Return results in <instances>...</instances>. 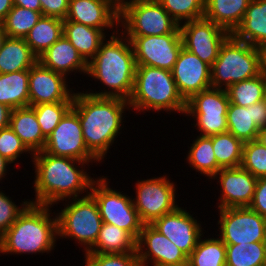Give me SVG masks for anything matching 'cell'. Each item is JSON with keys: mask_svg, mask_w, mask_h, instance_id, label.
<instances>
[{"mask_svg": "<svg viewBox=\"0 0 266 266\" xmlns=\"http://www.w3.org/2000/svg\"><path fill=\"white\" fill-rule=\"evenodd\" d=\"M31 158L36 174L33 186L35 200H30L32 204L57 205L60 201L67 202L70 198H78L82 192L89 193L94 179L84 171V166H88V162L54 156L44 151L33 153Z\"/></svg>", "mask_w": 266, "mask_h": 266, "instance_id": "cell-1", "label": "cell"}, {"mask_svg": "<svg viewBox=\"0 0 266 266\" xmlns=\"http://www.w3.org/2000/svg\"><path fill=\"white\" fill-rule=\"evenodd\" d=\"M72 108L78 113L88 151L101 162L120 134L127 100L74 92Z\"/></svg>", "mask_w": 266, "mask_h": 266, "instance_id": "cell-2", "label": "cell"}, {"mask_svg": "<svg viewBox=\"0 0 266 266\" xmlns=\"http://www.w3.org/2000/svg\"><path fill=\"white\" fill-rule=\"evenodd\" d=\"M118 32V29L114 30L110 39L101 43L96 55L87 63L86 74L110 90L86 92L94 96L116 97L128 101L134 88L137 65L130 40L122 32L121 36Z\"/></svg>", "mask_w": 266, "mask_h": 266, "instance_id": "cell-3", "label": "cell"}, {"mask_svg": "<svg viewBox=\"0 0 266 266\" xmlns=\"http://www.w3.org/2000/svg\"><path fill=\"white\" fill-rule=\"evenodd\" d=\"M52 206L30 203L0 237V253L36 254L50 252L58 238L57 216Z\"/></svg>", "mask_w": 266, "mask_h": 266, "instance_id": "cell-4", "label": "cell"}, {"mask_svg": "<svg viewBox=\"0 0 266 266\" xmlns=\"http://www.w3.org/2000/svg\"><path fill=\"white\" fill-rule=\"evenodd\" d=\"M128 103L130 109L140 113L150 109L184 115L186 110V101L178 91L172 71L145 65L136 67L134 88Z\"/></svg>", "mask_w": 266, "mask_h": 266, "instance_id": "cell-5", "label": "cell"}, {"mask_svg": "<svg viewBox=\"0 0 266 266\" xmlns=\"http://www.w3.org/2000/svg\"><path fill=\"white\" fill-rule=\"evenodd\" d=\"M261 72V49L230 34L222 43L218 57L211 66V87L226 90Z\"/></svg>", "mask_w": 266, "mask_h": 266, "instance_id": "cell-6", "label": "cell"}, {"mask_svg": "<svg viewBox=\"0 0 266 266\" xmlns=\"http://www.w3.org/2000/svg\"><path fill=\"white\" fill-rule=\"evenodd\" d=\"M71 200L56 214L58 236L78 241L87 252L95 244L103 221L97 202L90 193Z\"/></svg>", "mask_w": 266, "mask_h": 266, "instance_id": "cell-7", "label": "cell"}, {"mask_svg": "<svg viewBox=\"0 0 266 266\" xmlns=\"http://www.w3.org/2000/svg\"><path fill=\"white\" fill-rule=\"evenodd\" d=\"M119 23L125 36L180 33V25L157 0H124L120 4Z\"/></svg>", "mask_w": 266, "mask_h": 266, "instance_id": "cell-8", "label": "cell"}, {"mask_svg": "<svg viewBox=\"0 0 266 266\" xmlns=\"http://www.w3.org/2000/svg\"><path fill=\"white\" fill-rule=\"evenodd\" d=\"M107 179L104 176L97 178L89 189L97 202L102 221L126 230L137 241L144 223L134 207L133 199L110 188Z\"/></svg>", "mask_w": 266, "mask_h": 266, "instance_id": "cell-9", "label": "cell"}, {"mask_svg": "<svg viewBox=\"0 0 266 266\" xmlns=\"http://www.w3.org/2000/svg\"><path fill=\"white\" fill-rule=\"evenodd\" d=\"M229 98L225 89L209 88L186 101L185 115L196 118L195 127L202 136L227 132Z\"/></svg>", "mask_w": 266, "mask_h": 266, "instance_id": "cell-10", "label": "cell"}, {"mask_svg": "<svg viewBox=\"0 0 266 266\" xmlns=\"http://www.w3.org/2000/svg\"><path fill=\"white\" fill-rule=\"evenodd\" d=\"M219 210V238L225 245L266 242V218L249 207Z\"/></svg>", "mask_w": 266, "mask_h": 266, "instance_id": "cell-11", "label": "cell"}, {"mask_svg": "<svg viewBox=\"0 0 266 266\" xmlns=\"http://www.w3.org/2000/svg\"><path fill=\"white\" fill-rule=\"evenodd\" d=\"M175 186L166 175L137 181L133 204L144 224H151L178 207Z\"/></svg>", "mask_w": 266, "mask_h": 266, "instance_id": "cell-12", "label": "cell"}, {"mask_svg": "<svg viewBox=\"0 0 266 266\" xmlns=\"http://www.w3.org/2000/svg\"><path fill=\"white\" fill-rule=\"evenodd\" d=\"M133 47L136 65L172 71L183 47L180 33L152 36H126Z\"/></svg>", "mask_w": 266, "mask_h": 266, "instance_id": "cell-13", "label": "cell"}, {"mask_svg": "<svg viewBox=\"0 0 266 266\" xmlns=\"http://www.w3.org/2000/svg\"><path fill=\"white\" fill-rule=\"evenodd\" d=\"M45 153L88 163L99 161L88 151L78 113L71 108L46 138Z\"/></svg>", "mask_w": 266, "mask_h": 266, "instance_id": "cell-14", "label": "cell"}, {"mask_svg": "<svg viewBox=\"0 0 266 266\" xmlns=\"http://www.w3.org/2000/svg\"><path fill=\"white\" fill-rule=\"evenodd\" d=\"M182 24L179 29L183 48L212 66L218 57L222 43L230 33L205 17Z\"/></svg>", "mask_w": 266, "mask_h": 266, "instance_id": "cell-15", "label": "cell"}, {"mask_svg": "<svg viewBox=\"0 0 266 266\" xmlns=\"http://www.w3.org/2000/svg\"><path fill=\"white\" fill-rule=\"evenodd\" d=\"M150 225L187 257L195 249L203 234L199 221L179 206L174 211L155 219Z\"/></svg>", "mask_w": 266, "mask_h": 266, "instance_id": "cell-16", "label": "cell"}, {"mask_svg": "<svg viewBox=\"0 0 266 266\" xmlns=\"http://www.w3.org/2000/svg\"><path fill=\"white\" fill-rule=\"evenodd\" d=\"M67 83L64 75L44 67L37 61L29 69V106L73 102L74 92L71 88L68 89Z\"/></svg>", "mask_w": 266, "mask_h": 266, "instance_id": "cell-17", "label": "cell"}, {"mask_svg": "<svg viewBox=\"0 0 266 266\" xmlns=\"http://www.w3.org/2000/svg\"><path fill=\"white\" fill-rule=\"evenodd\" d=\"M136 246L141 266H148L150 262L153 266H169L188 261V257L178 247L150 224L143 225Z\"/></svg>", "mask_w": 266, "mask_h": 266, "instance_id": "cell-18", "label": "cell"}, {"mask_svg": "<svg viewBox=\"0 0 266 266\" xmlns=\"http://www.w3.org/2000/svg\"><path fill=\"white\" fill-rule=\"evenodd\" d=\"M172 75L185 101L211 88V66L183 47L172 69Z\"/></svg>", "mask_w": 266, "mask_h": 266, "instance_id": "cell-19", "label": "cell"}, {"mask_svg": "<svg viewBox=\"0 0 266 266\" xmlns=\"http://www.w3.org/2000/svg\"><path fill=\"white\" fill-rule=\"evenodd\" d=\"M215 178L219 180L222 192L218 209L249 207L257 182L255 176L240 166L221 168L212 179Z\"/></svg>", "mask_w": 266, "mask_h": 266, "instance_id": "cell-20", "label": "cell"}, {"mask_svg": "<svg viewBox=\"0 0 266 266\" xmlns=\"http://www.w3.org/2000/svg\"><path fill=\"white\" fill-rule=\"evenodd\" d=\"M119 17L120 5L115 0H69L64 20L107 31L118 28Z\"/></svg>", "mask_w": 266, "mask_h": 266, "instance_id": "cell-21", "label": "cell"}, {"mask_svg": "<svg viewBox=\"0 0 266 266\" xmlns=\"http://www.w3.org/2000/svg\"><path fill=\"white\" fill-rule=\"evenodd\" d=\"M38 61L66 78L71 72L87 73V62L64 35L42 53Z\"/></svg>", "mask_w": 266, "mask_h": 266, "instance_id": "cell-22", "label": "cell"}, {"mask_svg": "<svg viewBox=\"0 0 266 266\" xmlns=\"http://www.w3.org/2000/svg\"><path fill=\"white\" fill-rule=\"evenodd\" d=\"M232 35L252 46L266 44V0H251L245 16Z\"/></svg>", "mask_w": 266, "mask_h": 266, "instance_id": "cell-23", "label": "cell"}, {"mask_svg": "<svg viewBox=\"0 0 266 266\" xmlns=\"http://www.w3.org/2000/svg\"><path fill=\"white\" fill-rule=\"evenodd\" d=\"M9 126L31 153L43 151L46 138L31 106L12 109Z\"/></svg>", "mask_w": 266, "mask_h": 266, "instance_id": "cell-24", "label": "cell"}, {"mask_svg": "<svg viewBox=\"0 0 266 266\" xmlns=\"http://www.w3.org/2000/svg\"><path fill=\"white\" fill-rule=\"evenodd\" d=\"M251 0H205L204 17L232 34L242 22Z\"/></svg>", "mask_w": 266, "mask_h": 266, "instance_id": "cell-25", "label": "cell"}, {"mask_svg": "<svg viewBox=\"0 0 266 266\" xmlns=\"http://www.w3.org/2000/svg\"><path fill=\"white\" fill-rule=\"evenodd\" d=\"M104 32L84 24L63 20V35L87 63L96 55L101 43L105 41Z\"/></svg>", "mask_w": 266, "mask_h": 266, "instance_id": "cell-26", "label": "cell"}, {"mask_svg": "<svg viewBox=\"0 0 266 266\" xmlns=\"http://www.w3.org/2000/svg\"><path fill=\"white\" fill-rule=\"evenodd\" d=\"M37 61L24 38L6 37L0 49L1 74L29 70Z\"/></svg>", "mask_w": 266, "mask_h": 266, "instance_id": "cell-27", "label": "cell"}, {"mask_svg": "<svg viewBox=\"0 0 266 266\" xmlns=\"http://www.w3.org/2000/svg\"><path fill=\"white\" fill-rule=\"evenodd\" d=\"M136 240L126 231L103 223L95 244L85 254L137 253Z\"/></svg>", "mask_w": 266, "mask_h": 266, "instance_id": "cell-28", "label": "cell"}, {"mask_svg": "<svg viewBox=\"0 0 266 266\" xmlns=\"http://www.w3.org/2000/svg\"><path fill=\"white\" fill-rule=\"evenodd\" d=\"M29 70L0 73V103L11 109L29 106Z\"/></svg>", "mask_w": 266, "mask_h": 266, "instance_id": "cell-29", "label": "cell"}, {"mask_svg": "<svg viewBox=\"0 0 266 266\" xmlns=\"http://www.w3.org/2000/svg\"><path fill=\"white\" fill-rule=\"evenodd\" d=\"M63 35V19L44 16L25 36V42L39 57Z\"/></svg>", "mask_w": 266, "mask_h": 266, "instance_id": "cell-30", "label": "cell"}, {"mask_svg": "<svg viewBox=\"0 0 266 266\" xmlns=\"http://www.w3.org/2000/svg\"><path fill=\"white\" fill-rule=\"evenodd\" d=\"M191 145L186 158L189 165L209 177L208 179H212L221 167L217 163L211 137L199 135Z\"/></svg>", "mask_w": 266, "mask_h": 266, "instance_id": "cell-31", "label": "cell"}, {"mask_svg": "<svg viewBox=\"0 0 266 266\" xmlns=\"http://www.w3.org/2000/svg\"><path fill=\"white\" fill-rule=\"evenodd\" d=\"M226 92L230 103L248 107L266 98V75L261 72L256 77L229 86Z\"/></svg>", "mask_w": 266, "mask_h": 266, "instance_id": "cell-32", "label": "cell"}, {"mask_svg": "<svg viewBox=\"0 0 266 266\" xmlns=\"http://www.w3.org/2000/svg\"><path fill=\"white\" fill-rule=\"evenodd\" d=\"M226 119L227 131L243 143L256 140L259 128L253 122V104L248 107H240L230 103Z\"/></svg>", "mask_w": 266, "mask_h": 266, "instance_id": "cell-33", "label": "cell"}, {"mask_svg": "<svg viewBox=\"0 0 266 266\" xmlns=\"http://www.w3.org/2000/svg\"><path fill=\"white\" fill-rule=\"evenodd\" d=\"M217 163L221 168H236L242 163L243 142L230 132L210 136Z\"/></svg>", "mask_w": 266, "mask_h": 266, "instance_id": "cell-34", "label": "cell"}, {"mask_svg": "<svg viewBox=\"0 0 266 266\" xmlns=\"http://www.w3.org/2000/svg\"><path fill=\"white\" fill-rule=\"evenodd\" d=\"M188 257L191 266H226V245L218 238L201 239Z\"/></svg>", "mask_w": 266, "mask_h": 266, "instance_id": "cell-35", "label": "cell"}, {"mask_svg": "<svg viewBox=\"0 0 266 266\" xmlns=\"http://www.w3.org/2000/svg\"><path fill=\"white\" fill-rule=\"evenodd\" d=\"M226 266H266V242L226 245Z\"/></svg>", "mask_w": 266, "mask_h": 266, "instance_id": "cell-36", "label": "cell"}, {"mask_svg": "<svg viewBox=\"0 0 266 266\" xmlns=\"http://www.w3.org/2000/svg\"><path fill=\"white\" fill-rule=\"evenodd\" d=\"M41 17V12L14 5L1 25L8 37L25 38Z\"/></svg>", "mask_w": 266, "mask_h": 266, "instance_id": "cell-37", "label": "cell"}, {"mask_svg": "<svg viewBox=\"0 0 266 266\" xmlns=\"http://www.w3.org/2000/svg\"><path fill=\"white\" fill-rule=\"evenodd\" d=\"M72 106L73 102L43 103L31 106L35 110L36 119L45 138L52 133Z\"/></svg>", "mask_w": 266, "mask_h": 266, "instance_id": "cell-38", "label": "cell"}, {"mask_svg": "<svg viewBox=\"0 0 266 266\" xmlns=\"http://www.w3.org/2000/svg\"><path fill=\"white\" fill-rule=\"evenodd\" d=\"M179 24L199 19L205 14V0H157Z\"/></svg>", "mask_w": 266, "mask_h": 266, "instance_id": "cell-39", "label": "cell"}, {"mask_svg": "<svg viewBox=\"0 0 266 266\" xmlns=\"http://www.w3.org/2000/svg\"><path fill=\"white\" fill-rule=\"evenodd\" d=\"M241 167L257 179L266 177V147L257 140L245 142Z\"/></svg>", "mask_w": 266, "mask_h": 266, "instance_id": "cell-40", "label": "cell"}, {"mask_svg": "<svg viewBox=\"0 0 266 266\" xmlns=\"http://www.w3.org/2000/svg\"><path fill=\"white\" fill-rule=\"evenodd\" d=\"M85 266H141L137 253L85 254Z\"/></svg>", "mask_w": 266, "mask_h": 266, "instance_id": "cell-41", "label": "cell"}, {"mask_svg": "<svg viewBox=\"0 0 266 266\" xmlns=\"http://www.w3.org/2000/svg\"><path fill=\"white\" fill-rule=\"evenodd\" d=\"M31 151L25 146L22 140L9 127L0 129V155L6 158L12 164L17 162L18 157L23 153Z\"/></svg>", "mask_w": 266, "mask_h": 266, "instance_id": "cell-42", "label": "cell"}, {"mask_svg": "<svg viewBox=\"0 0 266 266\" xmlns=\"http://www.w3.org/2000/svg\"><path fill=\"white\" fill-rule=\"evenodd\" d=\"M31 202L22 201L20 207L11 200V197L0 191V237L16 221L18 216L26 209Z\"/></svg>", "mask_w": 266, "mask_h": 266, "instance_id": "cell-43", "label": "cell"}, {"mask_svg": "<svg viewBox=\"0 0 266 266\" xmlns=\"http://www.w3.org/2000/svg\"><path fill=\"white\" fill-rule=\"evenodd\" d=\"M42 15L65 19L69 10V0H40Z\"/></svg>", "mask_w": 266, "mask_h": 266, "instance_id": "cell-44", "label": "cell"}, {"mask_svg": "<svg viewBox=\"0 0 266 266\" xmlns=\"http://www.w3.org/2000/svg\"><path fill=\"white\" fill-rule=\"evenodd\" d=\"M249 208L266 218V177L257 179Z\"/></svg>", "mask_w": 266, "mask_h": 266, "instance_id": "cell-45", "label": "cell"}, {"mask_svg": "<svg viewBox=\"0 0 266 266\" xmlns=\"http://www.w3.org/2000/svg\"><path fill=\"white\" fill-rule=\"evenodd\" d=\"M253 122L258 128L266 126V98L253 104Z\"/></svg>", "mask_w": 266, "mask_h": 266, "instance_id": "cell-46", "label": "cell"}, {"mask_svg": "<svg viewBox=\"0 0 266 266\" xmlns=\"http://www.w3.org/2000/svg\"><path fill=\"white\" fill-rule=\"evenodd\" d=\"M12 109L0 103V129L9 127Z\"/></svg>", "mask_w": 266, "mask_h": 266, "instance_id": "cell-47", "label": "cell"}, {"mask_svg": "<svg viewBox=\"0 0 266 266\" xmlns=\"http://www.w3.org/2000/svg\"><path fill=\"white\" fill-rule=\"evenodd\" d=\"M13 3L14 5L42 13L40 0H13Z\"/></svg>", "mask_w": 266, "mask_h": 266, "instance_id": "cell-48", "label": "cell"}, {"mask_svg": "<svg viewBox=\"0 0 266 266\" xmlns=\"http://www.w3.org/2000/svg\"><path fill=\"white\" fill-rule=\"evenodd\" d=\"M14 6L13 0H0V23Z\"/></svg>", "mask_w": 266, "mask_h": 266, "instance_id": "cell-49", "label": "cell"}, {"mask_svg": "<svg viewBox=\"0 0 266 266\" xmlns=\"http://www.w3.org/2000/svg\"><path fill=\"white\" fill-rule=\"evenodd\" d=\"M9 164H11V162H9L6 158L0 155V180L5 178V173L7 172L6 168H8L7 166Z\"/></svg>", "mask_w": 266, "mask_h": 266, "instance_id": "cell-50", "label": "cell"}, {"mask_svg": "<svg viewBox=\"0 0 266 266\" xmlns=\"http://www.w3.org/2000/svg\"><path fill=\"white\" fill-rule=\"evenodd\" d=\"M256 140L266 147V126L259 129Z\"/></svg>", "mask_w": 266, "mask_h": 266, "instance_id": "cell-51", "label": "cell"}, {"mask_svg": "<svg viewBox=\"0 0 266 266\" xmlns=\"http://www.w3.org/2000/svg\"><path fill=\"white\" fill-rule=\"evenodd\" d=\"M261 63H262V72L266 75V44L261 48Z\"/></svg>", "mask_w": 266, "mask_h": 266, "instance_id": "cell-52", "label": "cell"}, {"mask_svg": "<svg viewBox=\"0 0 266 266\" xmlns=\"http://www.w3.org/2000/svg\"><path fill=\"white\" fill-rule=\"evenodd\" d=\"M6 37H7L6 32L4 31L3 26L0 23V49Z\"/></svg>", "mask_w": 266, "mask_h": 266, "instance_id": "cell-53", "label": "cell"}, {"mask_svg": "<svg viewBox=\"0 0 266 266\" xmlns=\"http://www.w3.org/2000/svg\"><path fill=\"white\" fill-rule=\"evenodd\" d=\"M169 266H191V265H190L189 261H186V262H184V263H182V264H178V265H169Z\"/></svg>", "mask_w": 266, "mask_h": 266, "instance_id": "cell-54", "label": "cell"}, {"mask_svg": "<svg viewBox=\"0 0 266 266\" xmlns=\"http://www.w3.org/2000/svg\"><path fill=\"white\" fill-rule=\"evenodd\" d=\"M119 5L124 1V0H115Z\"/></svg>", "mask_w": 266, "mask_h": 266, "instance_id": "cell-55", "label": "cell"}]
</instances>
